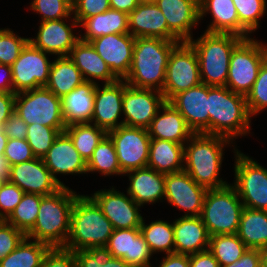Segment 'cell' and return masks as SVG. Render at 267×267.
I'll return each instance as SVG.
<instances>
[{
    "mask_svg": "<svg viewBox=\"0 0 267 267\" xmlns=\"http://www.w3.org/2000/svg\"><path fill=\"white\" fill-rule=\"evenodd\" d=\"M248 248L237 234L210 236L208 250L219 266L229 265L240 259Z\"/></svg>",
    "mask_w": 267,
    "mask_h": 267,
    "instance_id": "40",
    "label": "cell"
},
{
    "mask_svg": "<svg viewBox=\"0 0 267 267\" xmlns=\"http://www.w3.org/2000/svg\"><path fill=\"white\" fill-rule=\"evenodd\" d=\"M14 111L27 125L38 123L52 128H66L61 98L45 86L16 93Z\"/></svg>",
    "mask_w": 267,
    "mask_h": 267,
    "instance_id": "9",
    "label": "cell"
},
{
    "mask_svg": "<svg viewBox=\"0 0 267 267\" xmlns=\"http://www.w3.org/2000/svg\"><path fill=\"white\" fill-rule=\"evenodd\" d=\"M260 251L262 254V267H267V246L262 248Z\"/></svg>",
    "mask_w": 267,
    "mask_h": 267,
    "instance_id": "62",
    "label": "cell"
},
{
    "mask_svg": "<svg viewBox=\"0 0 267 267\" xmlns=\"http://www.w3.org/2000/svg\"><path fill=\"white\" fill-rule=\"evenodd\" d=\"M168 29L180 40L189 41L192 28L200 21L199 0H155Z\"/></svg>",
    "mask_w": 267,
    "mask_h": 267,
    "instance_id": "25",
    "label": "cell"
},
{
    "mask_svg": "<svg viewBox=\"0 0 267 267\" xmlns=\"http://www.w3.org/2000/svg\"><path fill=\"white\" fill-rule=\"evenodd\" d=\"M236 189L244 207L267 210V169L234 148Z\"/></svg>",
    "mask_w": 267,
    "mask_h": 267,
    "instance_id": "10",
    "label": "cell"
},
{
    "mask_svg": "<svg viewBox=\"0 0 267 267\" xmlns=\"http://www.w3.org/2000/svg\"><path fill=\"white\" fill-rule=\"evenodd\" d=\"M0 92L14 93L11 66L0 64Z\"/></svg>",
    "mask_w": 267,
    "mask_h": 267,
    "instance_id": "58",
    "label": "cell"
},
{
    "mask_svg": "<svg viewBox=\"0 0 267 267\" xmlns=\"http://www.w3.org/2000/svg\"><path fill=\"white\" fill-rule=\"evenodd\" d=\"M243 39L232 33L204 32L188 41L197 53L202 83L226 86L232 51Z\"/></svg>",
    "mask_w": 267,
    "mask_h": 267,
    "instance_id": "6",
    "label": "cell"
},
{
    "mask_svg": "<svg viewBox=\"0 0 267 267\" xmlns=\"http://www.w3.org/2000/svg\"><path fill=\"white\" fill-rule=\"evenodd\" d=\"M243 208L244 205L232 184L208 189L201 218L209 236L237 234Z\"/></svg>",
    "mask_w": 267,
    "mask_h": 267,
    "instance_id": "7",
    "label": "cell"
},
{
    "mask_svg": "<svg viewBox=\"0 0 267 267\" xmlns=\"http://www.w3.org/2000/svg\"><path fill=\"white\" fill-rule=\"evenodd\" d=\"M79 26L85 28V34H79L85 42L108 34L129 33L128 14L113 9L84 19Z\"/></svg>",
    "mask_w": 267,
    "mask_h": 267,
    "instance_id": "33",
    "label": "cell"
},
{
    "mask_svg": "<svg viewBox=\"0 0 267 267\" xmlns=\"http://www.w3.org/2000/svg\"><path fill=\"white\" fill-rule=\"evenodd\" d=\"M147 167L163 174L184 170V145L151 139Z\"/></svg>",
    "mask_w": 267,
    "mask_h": 267,
    "instance_id": "32",
    "label": "cell"
},
{
    "mask_svg": "<svg viewBox=\"0 0 267 267\" xmlns=\"http://www.w3.org/2000/svg\"><path fill=\"white\" fill-rule=\"evenodd\" d=\"M79 195L66 186L54 194L43 196L35 225L26 237L50 248H64L70 232L72 208Z\"/></svg>",
    "mask_w": 267,
    "mask_h": 267,
    "instance_id": "3",
    "label": "cell"
},
{
    "mask_svg": "<svg viewBox=\"0 0 267 267\" xmlns=\"http://www.w3.org/2000/svg\"><path fill=\"white\" fill-rule=\"evenodd\" d=\"M140 230L153 254L174 253L173 222L170 224L167 221L156 220L146 225L145 220L142 219Z\"/></svg>",
    "mask_w": 267,
    "mask_h": 267,
    "instance_id": "38",
    "label": "cell"
},
{
    "mask_svg": "<svg viewBox=\"0 0 267 267\" xmlns=\"http://www.w3.org/2000/svg\"><path fill=\"white\" fill-rule=\"evenodd\" d=\"M79 152L80 156L88 162L101 140L108 134L92 123H76L66 126L64 130Z\"/></svg>",
    "mask_w": 267,
    "mask_h": 267,
    "instance_id": "37",
    "label": "cell"
},
{
    "mask_svg": "<svg viewBox=\"0 0 267 267\" xmlns=\"http://www.w3.org/2000/svg\"><path fill=\"white\" fill-rule=\"evenodd\" d=\"M49 249L47 244L31 241L26 237L15 250L0 261V267H41Z\"/></svg>",
    "mask_w": 267,
    "mask_h": 267,
    "instance_id": "36",
    "label": "cell"
},
{
    "mask_svg": "<svg viewBox=\"0 0 267 267\" xmlns=\"http://www.w3.org/2000/svg\"><path fill=\"white\" fill-rule=\"evenodd\" d=\"M200 83L197 53L188 41H181L170 53L162 94L168 102L174 95Z\"/></svg>",
    "mask_w": 267,
    "mask_h": 267,
    "instance_id": "11",
    "label": "cell"
},
{
    "mask_svg": "<svg viewBox=\"0 0 267 267\" xmlns=\"http://www.w3.org/2000/svg\"><path fill=\"white\" fill-rule=\"evenodd\" d=\"M47 55L49 54L36 48L30 42L26 44L19 57L11 65L15 94L47 84L52 64Z\"/></svg>",
    "mask_w": 267,
    "mask_h": 267,
    "instance_id": "13",
    "label": "cell"
},
{
    "mask_svg": "<svg viewBox=\"0 0 267 267\" xmlns=\"http://www.w3.org/2000/svg\"><path fill=\"white\" fill-rule=\"evenodd\" d=\"M4 157L7 159L10 166L36 158L26 139L10 138H8L7 145L4 150Z\"/></svg>",
    "mask_w": 267,
    "mask_h": 267,
    "instance_id": "51",
    "label": "cell"
},
{
    "mask_svg": "<svg viewBox=\"0 0 267 267\" xmlns=\"http://www.w3.org/2000/svg\"><path fill=\"white\" fill-rule=\"evenodd\" d=\"M111 222L113 229L140 228L143 217L138 205L128 194L110 189L96 191L89 196Z\"/></svg>",
    "mask_w": 267,
    "mask_h": 267,
    "instance_id": "15",
    "label": "cell"
},
{
    "mask_svg": "<svg viewBox=\"0 0 267 267\" xmlns=\"http://www.w3.org/2000/svg\"><path fill=\"white\" fill-rule=\"evenodd\" d=\"M233 140L219 135L194 133L184 145V170L198 184L207 189L229 185L219 178L224 147Z\"/></svg>",
    "mask_w": 267,
    "mask_h": 267,
    "instance_id": "2",
    "label": "cell"
},
{
    "mask_svg": "<svg viewBox=\"0 0 267 267\" xmlns=\"http://www.w3.org/2000/svg\"><path fill=\"white\" fill-rule=\"evenodd\" d=\"M24 194V191L8 180L2 184L0 188V220H5L12 213Z\"/></svg>",
    "mask_w": 267,
    "mask_h": 267,
    "instance_id": "50",
    "label": "cell"
},
{
    "mask_svg": "<svg viewBox=\"0 0 267 267\" xmlns=\"http://www.w3.org/2000/svg\"><path fill=\"white\" fill-rule=\"evenodd\" d=\"M207 191L185 170L165 174V200L171 206L187 211L183 216H201Z\"/></svg>",
    "mask_w": 267,
    "mask_h": 267,
    "instance_id": "16",
    "label": "cell"
},
{
    "mask_svg": "<svg viewBox=\"0 0 267 267\" xmlns=\"http://www.w3.org/2000/svg\"><path fill=\"white\" fill-rule=\"evenodd\" d=\"M129 177L127 194L140 206L161 201L165 197V174L145 167L125 173Z\"/></svg>",
    "mask_w": 267,
    "mask_h": 267,
    "instance_id": "28",
    "label": "cell"
},
{
    "mask_svg": "<svg viewBox=\"0 0 267 267\" xmlns=\"http://www.w3.org/2000/svg\"><path fill=\"white\" fill-rule=\"evenodd\" d=\"M184 117L194 133L209 134L208 85L200 83L168 101Z\"/></svg>",
    "mask_w": 267,
    "mask_h": 267,
    "instance_id": "20",
    "label": "cell"
},
{
    "mask_svg": "<svg viewBox=\"0 0 267 267\" xmlns=\"http://www.w3.org/2000/svg\"><path fill=\"white\" fill-rule=\"evenodd\" d=\"M97 83L84 81L61 98L62 116L66 126L76 123H90L94 110L95 87Z\"/></svg>",
    "mask_w": 267,
    "mask_h": 267,
    "instance_id": "30",
    "label": "cell"
},
{
    "mask_svg": "<svg viewBox=\"0 0 267 267\" xmlns=\"http://www.w3.org/2000/svg\"><path fill=\"white\" fill-rule=\"evenodd\" d=\"M15 93L0 92V125H3L14 112Z\"/></svg>",
    "mask_w": 267,
    "mask_h": 267,
    "instance_id": "56",
    "label": "cell"
},
{
    "mask_svg": "<svg viewBox=\"0 0 267 267\" xmlns=\"http://www.w3.org/2000/svg\"><path fill=\"white\" fill-rule=\"evenodd\" d=\"M42 159L53 178L62 187H66V185L57 178L58 174L87 173L86 161L80 156L73 141L65 131L60 132Z\"/></svg>",
    "mask_w": 267,
    "mask_h": 267,
    "instance_id": "23",
    "label": "cell"
},
{
    "mask_svg": "<svg viewBox=\"0 0 267 267\" xmlns=\"http://www.w3.org/2000/svg\"><path fill=\"white\" fill-rule=\"evenodd\" d=\"M25 238L24 232L5 220H0V261L15 250Z\"/></svg>",
    "mask_w": 267,
    "mask_h": 267,
    "instance_id": "48",
    "label": "cell"
},
{
    "mask_svg": "<svg viewBox=\"0 0 267 267\" xmlns=\"http://www.w3.org/2000/svg\"><path fill=\"white\" fill-rule=\"evenodd\" d=\"M179 42L152 37L135 38L132 64L123 80L134 88L162 92L170 53Z\"/></svg>",
    "mask_w": 267,
    "mask_h": 267,
    "instance_id": "1",
    "label": "cell"
},
{
    "mask_svg": "<svg viewBox=\"0 0 267 267\" xmlns=\"http://www.w3.org/2000/svg\"><path fill=\"white\" fill-rule=\"evenodd\" d=\"M112 73L123 80L131 67L135 37L130 33L108 34L90 41Z\"/></svg>",
    "mask_w": 267,
    "mask_h": 267,
    "instance_id": "18",
    "label": "cell"
},
{
    "mask_svg": "<svg viewBox=\"0 0 267 267\" xmlns=\"http://www.w3.org/2000/svg\"><path fill=\"white\" fill-rule=\"evenodd\" d=\"M73 18L80 24L84 19L103 13L109 9V0H72Z\"/></svg>",
    "mask_w": 267,
    "mask_h": 267,
    "instance_id": "49",
    "label": "cell"
},
{
    "mask_svg": "<svg viewBox=\"0 0 267 267\" xmlns=\"http://www.w3.org/2000/svg\"><path fill=\"white\" fill-rule=\"evenodd\" d=\"M174 253L194 254L209 247L210 236L201 216H182L173 222Z\"/></svg>",
    "mask_w": 267,
    "mask_h": 267,
    "instance_id": "26",
    "label": "cell"
},
{
    "mask_svg": "<svg viewBox=\"0 0 267 267\" xmlns=\"http://www.w3.org/2000/svg\"><path fill=\"white\" fill-rule=\"evenodd\" d=\"M220 267H262V254L259 249H247L239 260Z\"/></svg>",
    "mask_w": 267,
    "mask_h": 267,
    "instance_id": "54",
    "label": "cell"
},
{
    "mask_svg": "<svg viewBox=\"0 0 267 267\" xmlns=\"http://www.w3.org/2000/svg\"><path fill=\"white\" fill-rule=\"evenodd\" d=\"M123 174L148 165L151 138L147 129L121 125L108 132Z\"/></svg>",
    "mask_w": 267,
    "mask_h": 267,
    "instance_id": "12",
    "label": "cell"
},
{
    "mask_svg": "<svg viewBox=\"0 0 267 267\" xmlns=\"http://www.w3.org/2000/svg\"><path fill=\"white\" fill-rule=\"evenodd\" d=\"M98 172L104 176L124 175L121 171L113 140L107 134L95 148L87 162V173Z\"/></svg>",
    "mask_w": 267,
    "mask_h": 267,
    "instance_id": "39",
    "label": "cell"
},
{
    "mask_svg": "<svg viewBox=\"0 0 267 267\" xmlns=\"http://www.w3.org/2000/svg\"><path fill=\"white\" fill-rule=\"evenodd\" d=\"M267 59V45L254 38H244L232 51L226 87L246 96Z\"/></svg>",
    "mask_w": 267,
    "mask_h": 267,
    "instance_id": "8",
    "label": "cell"
},
{
    "mask_svg": "<svg viewBox=\"0 0 267 267\" xmlns=\"http://www.w3.org/2000/svg\"><path fill=\"white\" fill-rule=\"evenodd\" d=\"M68 57L80 70L84 81L96 83V79L112 84L119 80L90 42L79 40Z\"/></svg>",
    "mask_w": 267,
    "mask_h": 267,
    "instance_id": "29",
    "label": "cell"
},
{
    "mask_svg": "<svg viewBox=\"0 0 267 267\" xmlns=\"http://www.w3.org/2000/svg\"><path fill=\"white\" fill-rule=\"evenodd\" d=\"M10 175V165L4 155H0V178L7 181Z\"/></svg>",
    "mask_w": 267,
    "mask_h": 267,
    "instance_id": "60",
    "label": "cell"
},
{
    "mask_svg": "<svg viewBox=\"0 0 267 267\" xmlns=\"http://www.w3.org/2000/svg\"><path fill=\"white\" fill-rule=\"evenodd\" d=\"M76 267H132L123 259L113 257L106 246L74 251Z\"/></svg>",
    "mask_w": 267,
    "mask_h": 267,
    "instance_id": "43",
    "label": "cell"
},
{
    "mask_svg": "<svg viewBox=\"0 0 267 267\" xmlns=\"http://www.w3.org/2000/svg\"><path fill=\"white\" fill-rule=\"evenodd\" d=\"M30 4L31 9L42 16L41 22L73 17L72 0H33Z\"/></svg>",
    "mask_w": 267,
    "mask_h": 267,
    "instance_id": "45",
    "label": "cell"
},
{
    "mask_svg": "<svg viewBox=\"0 0 267 267\" xmlns=\"http://www.w3.org/2000/svg\"><path fill=\"white\" fill-rule=\"evenodd\" d=\"M237 236L248 249L261 250L267 246V210H254L244 207Z\"/></svg>",
    "mask_w": 267,
    "mask_h": 267,
    "instance_id": "35",
    "label": "cell"
},
{
    "mask_svg": "<svg viewBox=\"0 0 267 267\" xmlns=\"http://www.w3.org/2000/svg\"><path fill=\"white\" fill-rule=\"evenodd\" d=\"M147 131L151 139L168 140L182 145L194 134L184 117L169 102H165L159 109Z\"/></svg>",
    "mask_w": 267,
    "mask_h": 267,
    "instance_id": "27",
    "label": "cell"
},
{
    "mask_svg": "<svg viewBox=\"0 0 267 267\" xmlns=\"http://www.w3.org/2000/svg\"><path fill=\"white\" fill-rule=\"evenodd\" d=\"M129 33L135 37H152L180 41L167 26L166 18L154 1H141L128 14Z\"/></svg>",
    "mask_w": 267,
    "mask_h": 267,
    "instance_id": "24",
    "label": "cell"
},
{
    "mask_svg": "<svg viewBox=\"0 0 267 267\" xmlns=\"http://www.w3.org/2000/svg\"><path fill=\"white\" fill-rule=\"evenodd\" d=\"M239 18V36L250 38L266 13V0H233Z\"/></svg>",
    "mask_w": 267,
    "mask_h": 267,
    "instance_id": "42",
    "label": "cell"
},
{
    "mask_svg": "<svg viewBox=\"0 0 267 267\" xmlns=\"http://www.w3.org/2000/svg\"><path fill=\"white\" fill-rule=\"evenodd\" d=\"M29 42V38L19 37L9 28L0 29V64L11 66Z\"/></svg>",
    "mask_w": 267,
    "mask_h": 267,
    "instance_id": "47",
    "label": "cell"
},
{
    "mask_svg": "<svg viewBox=\"0 0 267 267\" xmlns=\"http://www.w3.org/2000/svg\"><path fill=\"white\" fill-rule=\"evenodd\" d=\"M83 82L80 70L68 56H64L57 57L52 62L45 87L62 98Z\"/></svg>",
    "mask_w": 267,
    "mask_h": 267,
    "instance_id": "34",
    "label": "cell"
},
{
    "mask_svg": "<svg viewBox=\"0 0 267 267\" xmlns=\"http://www.w3.org/2000/svg\"><path fill=\"white\" fill-rule=\"evenodd\" d=\"M158 267H189V255L177 253L167 254L162 258Z\"/></svg>",
    "mask_w": 267,
    "mask_h": 267,
    "instance_id": "57",
    "label": "cell"
},
{
    "mask_svg": "<svg viewBox=\"0 0 267 267\" xmlns=\"http://www.w3.org/2000/svg\"><path fill=\"white\" fill-rule=\"evenodd\" d=\"M200 20L209 12L212 22L205 32L239 35V18L233 0H199Z\"/></svg>",
    "mask_w": 267,
    "mask_h": 267,
    "instance_id": "31",
    "label": "cell"
},
{
    "mask_svg": "<svg viewBox=\"0 0 267 267\" xmlns=\"http://www.w3.org/2000/svg\"><path fill=\"white\" fill-rule=\"evenodd\" d=\"M165 102L162 92L134 88L124 80L123 125L147 129Z\"/></svg>",
    "mask_w": 267,
    "mask_h": 267,
    "instance_id": "14",
    "label": "cell"
},
{
    "mask_svg": "<svg viewBox=\"0 0 267 267\" xmlns=\"http://www.w3.org/2000/svg\"><path fill=\"white\" fill-rule=\"evenodd\" d=\"M100 84L95 87L94 110L91 122L107 133L123 125V120L118 122L123 113L124 80L112 84Z\"/></svg>",
    "mask_w": 267,
    "mask_h": 267,
    "instance_id": "21",
    "label": "cell"
},
{
    "mask_svg": "<svg viewBox=\"0 0 267 267\" xmlns=\"http://www.w3.org/2000/svg\"><path fill=\"white\" fill-rule=\"evenodd\" d=\"M8 137L4 133L3 125H0V155H4V150L7 145Z\"/></svg>",
    "mask_w": 267,
    "mask_h": 267,
    "instance_id": "61",
    "label": "cell"
},
{
    "mask_svg": "<svg viewBox=\"0 0 267 267\" xmlns=\"http://www.w3.org/2000/svg\"><path fill=\"white\" fill-rule=\"evenodd\" d=\"M209 134L234 140L250 134L251 116L246 96L226 86H208Z\"/></svg>",
    "mask_w": 267,
    "mask_h": 267,
    "instance_id": "4",
    "label": "cell"
},
{
    "mask_svg": "<svg viewBox=\"0 0 267 267\" xmlns=\"http://www.w3.org/2000/svg\"><path fill=\"white\" fill-rule=\"evenodd\" d=\"M71 19V25L65 23V19L41 22L36 37L29 38V42L49 55L69 56L71 49L80 40V36L73 34L74 27L79 24L74 18Z\"/></svg>",
    "mask_w": 267,
    "mask_h": 267,
    "instance_id": "19",
    "label": "cell"
},
{
    "mask_svg": "<svg viewBox=\"0 0 267 267\" xmlns=\"http://www.w3.org/2000/svg\"><path fill=\"white\" fill-rule=\"evenodd\" d=\"M113 230L98 205L88 195H79L72 208L70 232L64 249L78 251L107 246Z\"/></svg>",
    "mask_w": 267,
    "mask_h": 267,
    "instance_id": "5",
    "label": "cell"
},
{
    "mask_svg": "<svg viewBox=\"0 0 267 267\" xmlns=\"http://www.w3.org/2000/svg\"><path fill=\"white\" fill-rule=\"evenodd\" d=\"M41 267H76L74 251L64 248H50Z\"/></svg>",
    "mask_w": 267,
    "mask_h": 267,
    "instance_id": "52",
    "label": "cell"
},
{
    "mask_svg": "<svg viewBox=\"0 0 267 267\" xmlns=\"http://www.w3.org/2000/svg\"><path fill=\"white\" fill-rule=\"evenodd\" d=\"M113 257L121 258L132 267H151L153 255L140 228L115 229L106 246Z\"/></svg>",
    "mask_w": 267,
    "mask_h": 267,
    "instance_id": "22",
    "label": "cell"
},
{
    "mask_svg": "<svg viewBox=\"0 0 267 267\" xmlns=\"http://www.w3.org/2000/svg\"><path fill=\"white\" fill-rule=\"evenodd\" d=\"M42 197L40 194L25 193L5 221L27 234L35 225Z\"/></svg>",
    "mask_w": 267,
    "mask_h": 267,
    "instance_id": "41",
    "label": "cell"
},
{
    "mask_svg": "<svg viewBox=\"0 0 267 267\" xmlns=\"http://www.w3.org/2000/svg\"><path fill=\"white\" fill-rule=\"evenodd\" d=\"M113 10H119L126 14L133 11L142 0H109Z\"/></svg>",
    "mask_w": 267,
    "mask_h": 267,
    "instance_id": "59",
    "label": "cell"
},
{
    "mask_svg": "<svg viewBox=\"0 0 267 267\" xmlns=\"http://www.w3.org/2000/svg\"><path fill=\"white\" fill-rule=\"evenodd\" d=\"M5 181L2 179V178H0V188H1V186H2V184L4 183Z\"/></svg>",
    "mask_w": 267,
    "mask_h": 267,
    "instance_id": "63",
    "label": "cell"
},
{
    "mask_svg": "<svg viewBox=\"0 0 267 267\" xmlns=\"http://www.w3.org/2000/svg\"><path fill=\"white\" fill-rule=\"evenodd\" d=\"M8 181L25 193L43 196L56 193L62 186L53 178L42 158L10 166Z\"/></svg>",
    "mask_w": 267,
    "mask_h": 267,
    "instance_id": "17",
    "label": "cell"
},
{
    "mask_svg": "<svg viewBox=\"0 0 267 267\" xmlns=\"http://www.w3.org/2000/svg\"><path fill=\"white\" fill-rule=\"evenodd\" d=\"M250 116L267 108V59L261 65L251 91L246 95Z\"/></svg>",
    "mask_w": 267,
    "mask_h": 267,
    "instance_id": "46",
    "label": "cell"
},
{
    "mask_svg": "<svg viewBox=\"0 0 267 267\" xmlns=\"http://www.w3.org/2000/svg\"><path fill=\"white\" fill-rule=\"evenodd\" d=\"M64 130L65 128H52L38 123L28 125L26 141L31 146L34 156L43 158L56 137Z\"/></svg>",
    "mask_w": 267,
    "mask_h": 267,
    "instance_id": "44",
    "label": "cell"
},
{
    "mask_svg": "<svg viewBox=\"0 0 267 267\" xmlns=\"http://www.w3.org/2000/svg\"><path fill=\"white\" fill-rule=\"evenodd\" d=\"M27 126L25 121L14 111L3 124V130L10 139H26Z\"/></svg>",
    "mask_w": 267,
    "mask_h": 267,
    "instance_id": "53",
    "label": "cell"
},
{
    "mask_svg": "<svg viewBox=\"0 0 267 267\" xmlns=\"http://www.w3.org/2000/svg\"><path fill=\"white\" fill-rule=\"evenodd\" d=\"M189 267H220L218 261L207 249L189 255Z\"/></svg>",
    "mask_w": 267,
    "mask_h": 267,
    "instance_id": "55",
    "label": "cell"
}]
</instances>
